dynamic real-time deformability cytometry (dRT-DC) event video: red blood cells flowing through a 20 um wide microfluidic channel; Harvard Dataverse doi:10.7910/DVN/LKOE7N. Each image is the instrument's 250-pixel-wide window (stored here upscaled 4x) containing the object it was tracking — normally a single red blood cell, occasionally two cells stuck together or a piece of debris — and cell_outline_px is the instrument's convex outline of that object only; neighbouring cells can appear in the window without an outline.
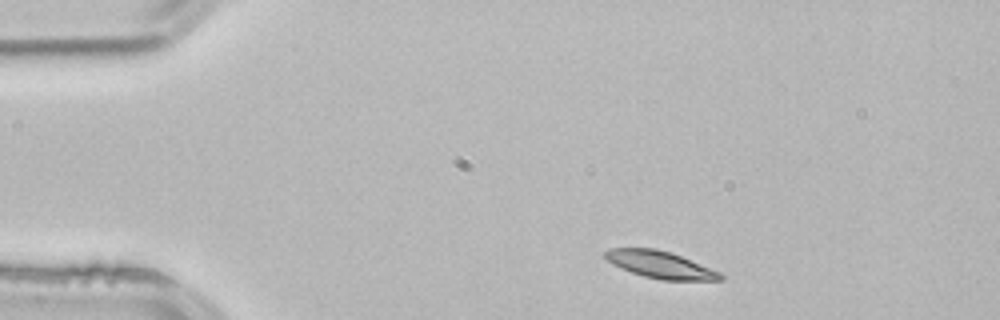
{"species": "common noctule bat (a hibernating species)", "species_latin": "Nyctalus noctula", "temperature_condition": "room temperature", "stored_images_in_passage": 2, "camera_frame_rate_fps": 3000, "um_per_image_px": 0.085, "animal": {"sex": "male", "body_mass_g": 21.5, "forearm_length_mm": 52.0}, "frame": {"image": 1, "passage_image": 1, "time_ms": 0.0, "image_size_px": [1000, 320], "cell_outline_px": [[724, 280], [660, 280], [644, 276], [620, 268], [612, 264], [604, 256], [604, 252], [608, 248], [656, 248], [672, 252], [720, 272], [724, 276]], "centroid_in_image_um": [56.12, 22.49], "position_along_channel_um": 28.9, "area_um2": 18.26}}